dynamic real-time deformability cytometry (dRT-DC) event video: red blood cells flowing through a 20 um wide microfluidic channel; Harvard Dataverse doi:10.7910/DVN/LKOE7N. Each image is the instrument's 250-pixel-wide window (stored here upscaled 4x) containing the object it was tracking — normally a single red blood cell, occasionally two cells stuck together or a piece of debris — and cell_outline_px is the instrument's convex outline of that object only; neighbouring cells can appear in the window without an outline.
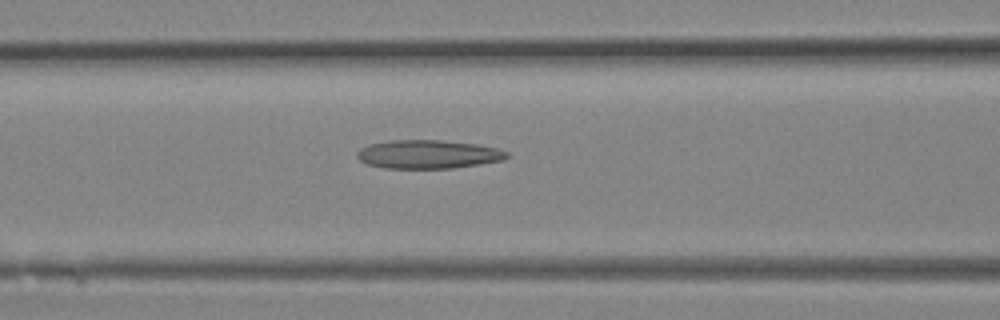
{"species": "Egyptian fruit bat (a non-hibernating species)", "species_latin": "Rousettus aegyptiacus", "temperature_condition": "room temperature", "stored_images_in_passage": 10, "camera_frame_rate_fps": 3000, "um_per_image_px": 0.085, "animal": {"sex": "female"}, "frame": {"image": 1, "passage_image": 6, "time_ms": 1.667, "image_size_px": [1000, 320], "cell_outline_px": [[508, 156], [504, 160], [480, 164], [452, 168], [384, 168], [368, 164], [360, 160], [356, 156], [356, 152], [360, 148], [368, 144], [392, 140], [440, 140], [476, 144], [496, 148], [508, 152]], "centroid_in_image_um": [36.37, 13.11], "position_along_channel_um": 130.2, "area_um2": 24.91}}
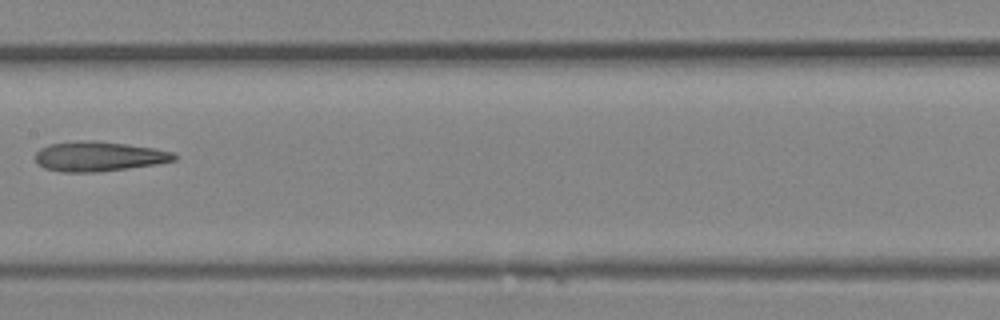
{"frame": {"image": 2, "passage_image": 9, "time_ms": 2.667, "image_size_px": [1000, 320], "cell_outline_px": [[176, 160], [156, 164], [128, 168], [96, 172], [60, 172], [44, 168], [36, 164], [36, 152], [40, 148], [48, 144], [92, 140], [156, 148], [172, 152], [176, 156]], "centroid_in_image_um": [8.37, 13.3], "position_along_channel_um": 199.0, "area_um2": 23.99}}